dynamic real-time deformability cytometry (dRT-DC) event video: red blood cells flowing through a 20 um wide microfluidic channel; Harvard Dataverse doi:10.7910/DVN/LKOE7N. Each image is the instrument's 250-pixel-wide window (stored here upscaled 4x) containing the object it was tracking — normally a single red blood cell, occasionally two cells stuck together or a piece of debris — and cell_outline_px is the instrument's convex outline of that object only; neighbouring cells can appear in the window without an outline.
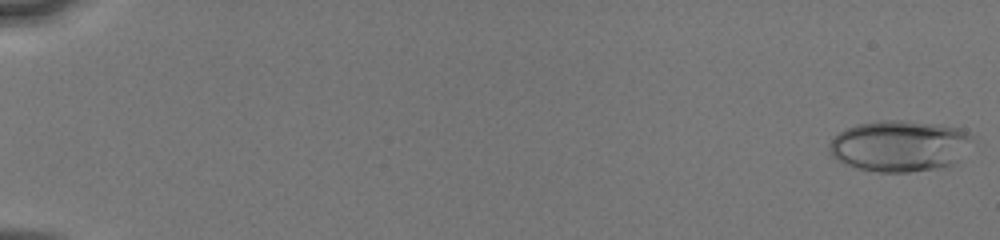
{"species": "human", "species_latin": "Homo sapiens", "temperature_condition": "cold", "stored_images_in_passage": 50, "camera_frame_rate_fps": 3000, "um_per_image_px": 0.085, "donor": {"sex": "male"}, "frame": {"image": 1, "passage_image": 1, "time_ms": 0.0, "image_size_px": [1000, 240], "cell_outline_px": [[976, 136], [956, 160], [952, 164], [940, 168], [908, 172], [876, 172], [856, 168], [844, 164], [836, 160], [832, 156], [828, 148], [828, 144], [832, 136], [856, 124], [880, 120], [900, 120], [940, 124], [960, 128]], "centroid_in_image_um": [76.42, 12.39], "position_along_channel_um": 8.6, "area_um2": 43.0}}
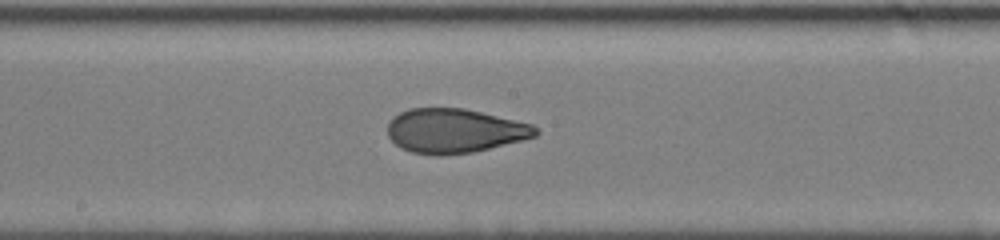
{"frame": {"image": 2, "passage_image": 35, "time_ms": 9.667, "image_size_px": [1000, 240], "cell_outline_px": [[540, 132], [536, 136], [524, 140], [472, 152], [444, 156], [436, 156], [412, 152], [400, 148], [388, 136], [388, 124], [400, 112], [408, 108], [464, 108], [532, 124]], "centroid_in_image_um": [38.64, 11.13], "position_along_channel_um": 209.6, "area_um2": 38.21}}
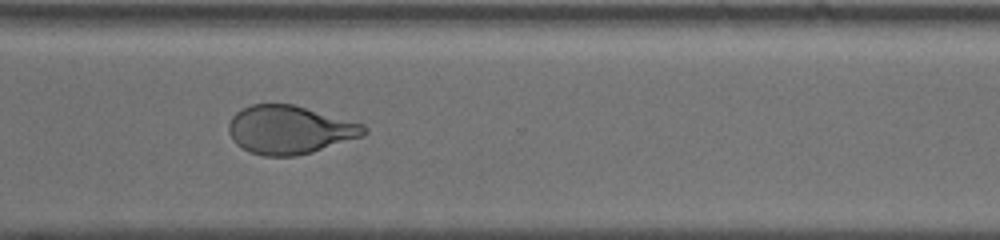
{"frame": {"image": 3, "passage_image": 49, "time_ms": 13.0, "image_size_px": [1000, 240], "cell_outline_px": [[368, 132], [364, 136], [312, 152], [296, 156], [264, 156], [248, 152], [236, 144], [232, 140], [228, 132], [228, 124], [232, 116], [236, 112], [252, 104], [292, 104], [364, 124], [368, 128]], "centroid_in_image_um": [24.61, 11.04], "position_along_channel_um": 346.0, "area_um2": 38.26}}